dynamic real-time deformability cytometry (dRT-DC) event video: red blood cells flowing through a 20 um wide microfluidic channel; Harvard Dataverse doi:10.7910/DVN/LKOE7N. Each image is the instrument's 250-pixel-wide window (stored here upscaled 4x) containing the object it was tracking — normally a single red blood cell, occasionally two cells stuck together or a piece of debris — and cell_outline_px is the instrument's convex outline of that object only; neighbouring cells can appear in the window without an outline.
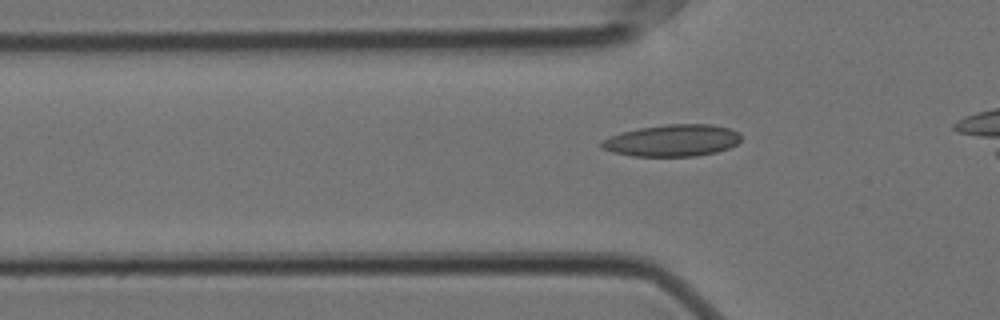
{"species": "Egyptian fruit bat (a non-hibernating species)", "species_latin": "Rousettus aegyptiacus", "temperature_condition": "cold", "stored_images_in_passage": 38, "camera_frame_rate_fps": 3000, "um_per_image_px": 0.085, "animal": {"sex": "female"}, "frame": {"image": 1, "passage_image": 9, "time_ms": 2.667, "image_size_px": [1000, 320], "cell_outline_px": [[740, 140], [736, 144], [728, 148], [716, 152], [696, 156], [632, 156], [612, 152], [600, 148], [600, 140], [620, 132], [640, 128], [664, 124], [712, 124], [728, 128], [736, 132], [740, 136]], "centroid_in_image_um": [57.09, 11.94], "position_along_channel_um": 68.7, "area_um2": 25.95}}
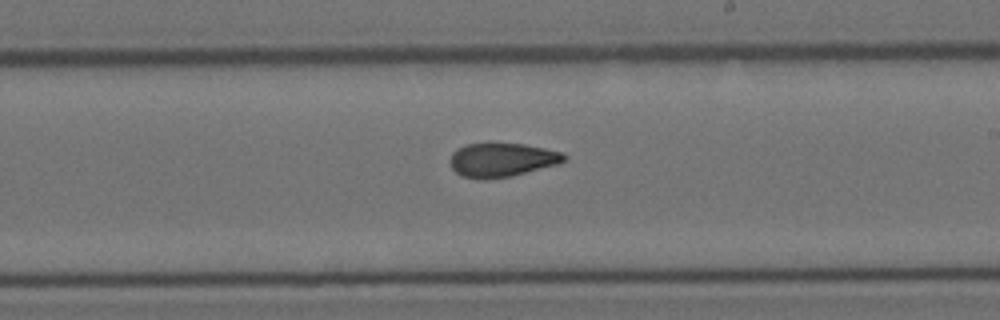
{"frame": {"image": 2, "passage_image": 24, "time_ms": 7.667, "image_size_px": [1000, 320], "cell_outline_px": [[568, 156], [564, 160], [556, 164], [512, 176], [460, 176], [452, 168], [452, 152], [456, 148], [468, 144], [524, 144], [564, 152]], "centroid_in_image_um": [42.71, 13.55], "position_along_channel_um": 246.3, "area_um2": 21.56}}
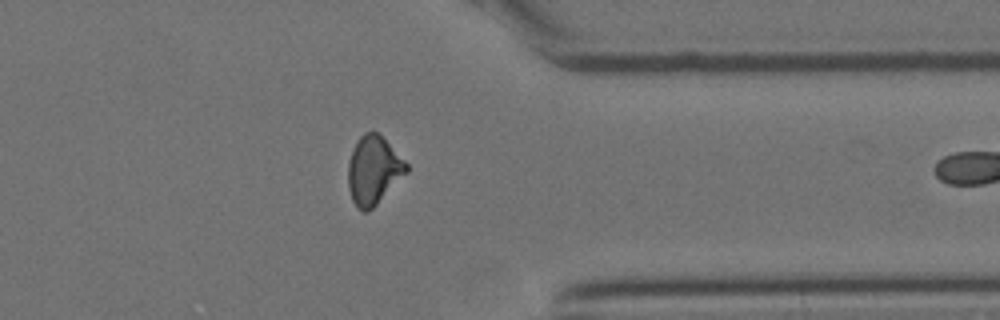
{"frame": {"image": 3, "passage_image": 36, "time_ms": 11.667, "image_size_px": [1000, 320], "cell_outline_px": [[408, 172], [368, 212], [364, 212], [352, 200], [348, 188], [348, 164], [356, 140], [364, 132], [376, 132], [408, 164]], "centroid_in_image_um": [31.73, 14.48], "position_along_channel_um": 379.7, "area_um2": 22.77}}